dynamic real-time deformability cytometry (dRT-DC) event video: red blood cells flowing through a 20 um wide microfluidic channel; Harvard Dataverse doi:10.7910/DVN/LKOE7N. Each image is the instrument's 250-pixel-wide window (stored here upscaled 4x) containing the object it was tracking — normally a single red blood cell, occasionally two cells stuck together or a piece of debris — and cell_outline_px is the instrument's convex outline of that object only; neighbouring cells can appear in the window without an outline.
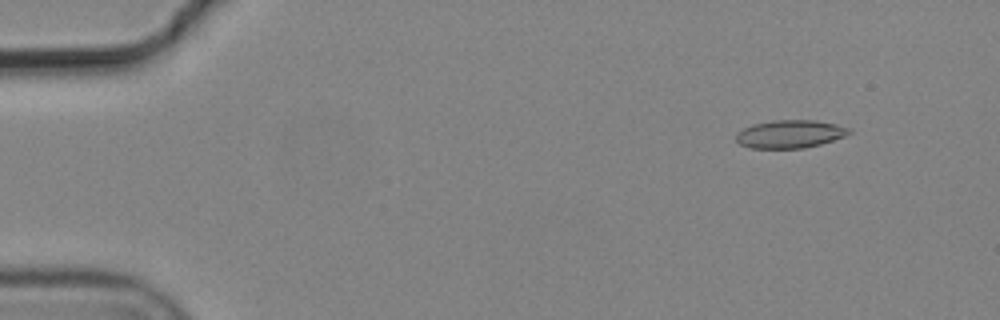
{"species": "common noctule bat (a hibernating species)", "species_latin": "Nyctalus noctula", "temperature_condition": "cold", "stored_images_in_passage": 5, "camera_frame_rate_fps": 3000, "um_per_image_px": 0.085, "animal": {"sex": "male", "body_mass_g": 19.2, "forearm_length_mm": 51.8}, "frame": {"image": 1, "passage_image": 2, "time_ms": 0.333, "image_size_px": [1000, 320], "cell_outline_px": [[852, 132], [844, 136], [820, 144], [804, 148], [752, 148], [740, 144], [736, 140], [736, 132], [752, 124], [772, 120], [816, 120], [836, 124], [852, 128]], "centroid_in_image_um": [67.15, 11.38], "position_along_channel_um": 17.8, "area_um2": 18.5}}
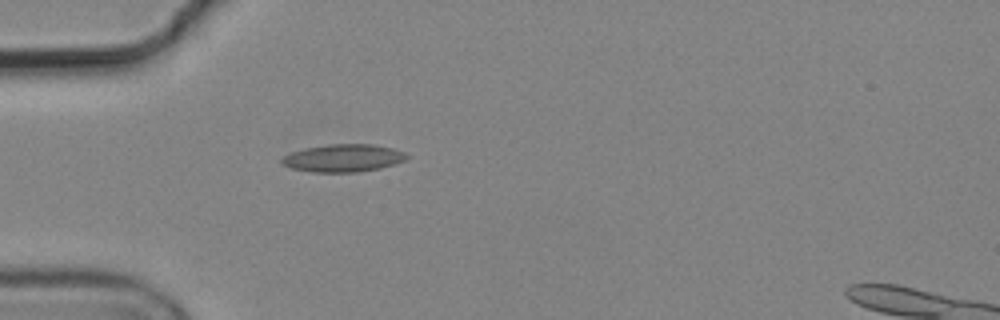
{"frame": {"image": 2, "passage_image": 5, "time_ms": 1.333, "image_size_px": [1000, 320], "cell_outline_px": [[408, 156], [404, 160], [380, 168], [356, 172], [312, 172], [292, 168], [284, 164], [280, 160], [284, 156], [292, 152], [304, 148], [328, 144], [372, 144], [392, 148], [404, 152]], "centroid_in_image_um": [29.16, 13.43], "position_along_channel_um": 55.8, "area_um2": 19.88}}